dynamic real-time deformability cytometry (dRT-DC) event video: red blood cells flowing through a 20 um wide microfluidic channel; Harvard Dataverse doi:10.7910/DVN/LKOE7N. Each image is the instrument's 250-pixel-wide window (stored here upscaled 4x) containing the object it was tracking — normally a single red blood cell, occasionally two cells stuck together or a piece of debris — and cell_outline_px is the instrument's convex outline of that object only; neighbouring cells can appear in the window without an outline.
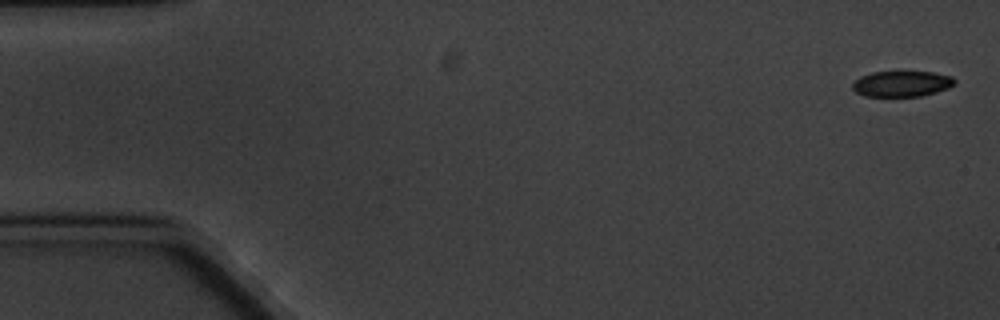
{"species": "common noctule bat (a hibernating species)", "species_latin": "Nyctalus noctula", "temperature_condition": "cold", "stored_images_in_passage": 5, "camera_frame_rate_fps": 3000, "um_per_image_px": 0.085, "animal": {"sex": "male", "body_mass_g": 20.1, "forearm_length_mm": 53.5}, "frame": {"image": 1, "passage_image": 1, "time_ms": 0.0, "image_size_px": [1000, 320], "cell_outline_px": [[956, 84], [948, 88], [936, 92], [920, 96], [864, 96], [856, 92], [852, 88], [852, 84], [860, 76], [872, 72], [900, 68], [932, 72], [952, 76], [956, 80]], "centroid_in_image_um": [76.66, 7.06], "position_along_channel_um": 8.3, "area_um2": 16.18}}